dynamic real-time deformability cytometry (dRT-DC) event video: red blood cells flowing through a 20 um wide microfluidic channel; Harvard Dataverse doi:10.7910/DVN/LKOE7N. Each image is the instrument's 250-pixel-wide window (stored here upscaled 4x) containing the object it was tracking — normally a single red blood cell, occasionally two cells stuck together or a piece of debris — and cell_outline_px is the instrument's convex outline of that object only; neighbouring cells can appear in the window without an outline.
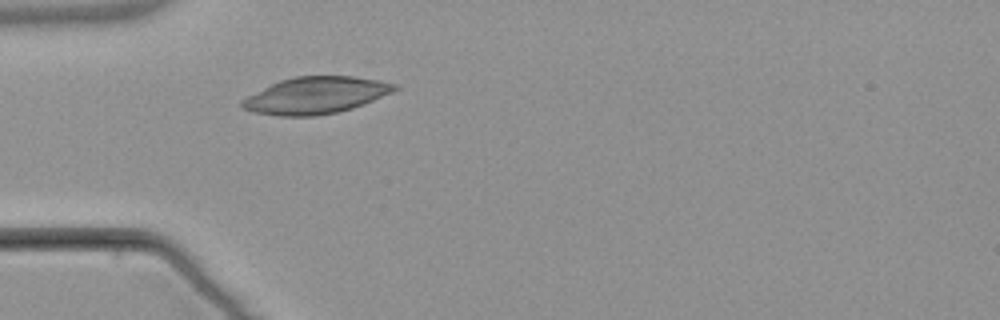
{"species": "common noctule bat (a hibernating species)", "species_latin": "Nyctalus noctula", "temperature_condition": "warm", "stored_images_in_passage": 4, "camera_frame_rate_fps": 3000, "um_per_image_px": 0.085, "animal": {"sex": "male", "body_mass_g": 21.5, "forearm_length_mm": 52.0}, "frame": {"image": 1, "passage_image": 4, "time_ms": 3.667, "image_size_px": [1000, 320], "cell_outline_px": [[400, 88], [392, 92], [364, 104], [352, 108], [336, 112], [316, 116], [280, 116], [252, 112], [240, 108], [240, 100], [280, 80], [296, 76], [352, 76], [380, 80], [396, 84]], "centroid_in_image_um": [26.83, 8.11], "position_along_channel_um": 58.2, "area_um2": 32.66}}